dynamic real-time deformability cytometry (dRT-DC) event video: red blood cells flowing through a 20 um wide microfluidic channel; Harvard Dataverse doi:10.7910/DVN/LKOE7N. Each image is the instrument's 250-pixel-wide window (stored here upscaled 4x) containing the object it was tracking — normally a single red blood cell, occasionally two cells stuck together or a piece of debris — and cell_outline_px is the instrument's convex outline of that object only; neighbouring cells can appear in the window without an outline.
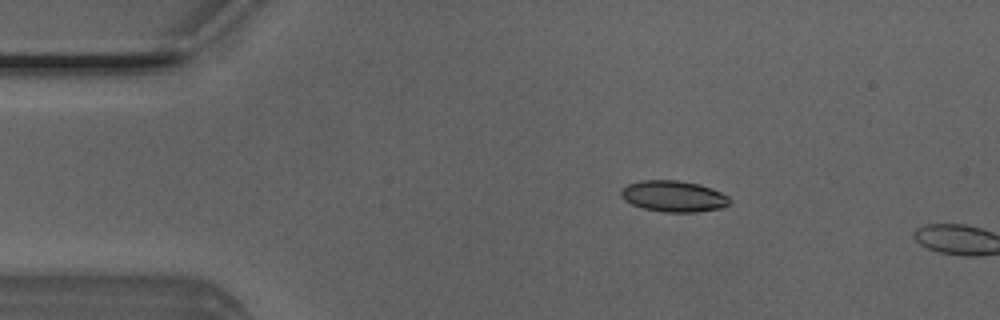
{"species": "Egyptian fruit bat (a non-hibernating species)", "species_latin": "Rousettus aegyptiacus", "temperature_condition": "room temperature", "stored_images_in_passage": 3, "camera_frame_rate_fps": 3000, "um_per_image_px": 0.085, "animal": {"sex": "male"}, "frame": {"image": 1, "passage_image": 1, "time_ms": 0.0, "image_size_px": [1000, 320], "cell_outline_px": [[732, 200], [728, 204], [720, 208], [696, 212], [664, 212], [644, 208], [632, 204], [624, 200], [620, 196], [620, 188], [628, 184], [640, 180], [676, 180], [700, 184], [712, 188], [728, 196]], "centroid_in_image_um": [57.23, 16.67], "position_along_channel_um": 27.8, "area_um2": 19.83}}